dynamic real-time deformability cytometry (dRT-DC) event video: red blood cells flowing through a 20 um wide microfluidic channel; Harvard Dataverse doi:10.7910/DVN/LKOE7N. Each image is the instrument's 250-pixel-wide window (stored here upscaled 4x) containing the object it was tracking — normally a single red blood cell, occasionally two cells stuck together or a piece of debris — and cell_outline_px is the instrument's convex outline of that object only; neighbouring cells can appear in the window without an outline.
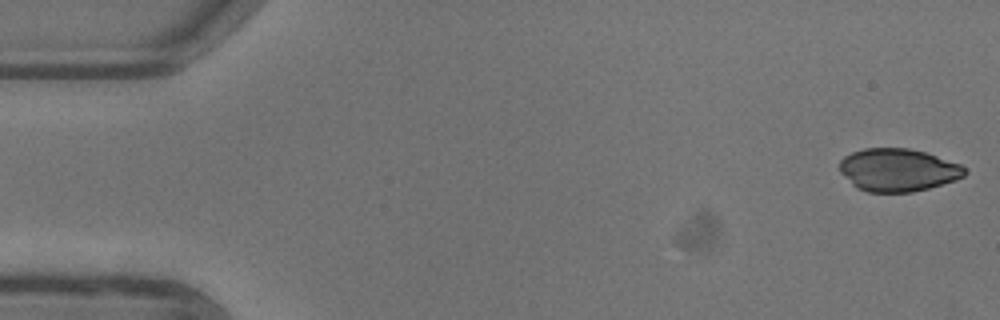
{"species": "common noctule bat (a hibernating species)", "species_latin": "Nyctalus noctula", "temperature_condition": "warm", "stored_images_in_passage": 17, "camera_frame_rate_fps": 3000, "um_per_image_px": 0.085, "animal": {"sex": "female"}, "frame": {"image": 1, "passage_image": 1, "time_ms": 0.0, "image_size_px": [1000, 320], "cell_outline_px": [[968, 172], [964, 176], [956, 180], [928, 188], [912, 192], [868, 192], [856, 188], [840, 172], [840, 160], [844, 156], [852, 152], [864, 148], [908, 148], [924, 152], [960, 164]], "centroid_in_image_um": [76.31, 14.45], "position_along_channel_um": 8.7, "area_um2": 31.15}}
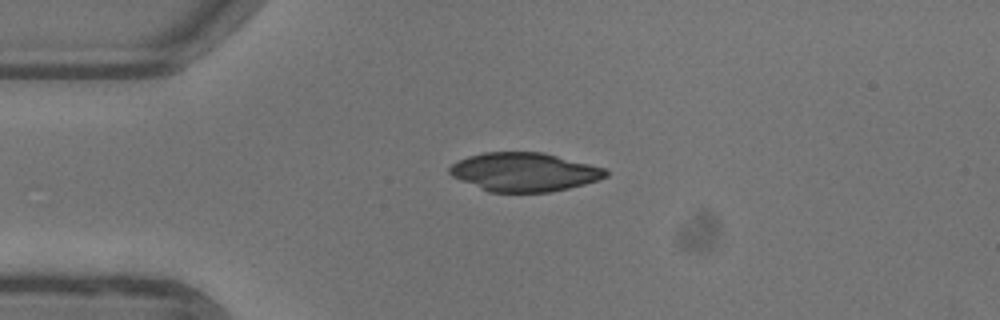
{"frame": {"image": 2, "passage_image": 12, "time_ms": 3.667, "image_size_px": [1000, 320], "cell_outline_px": [[608, 176], [584, 184], [568, 188], [548, 192], [488, 192], [460, 180], [452, 176], [448, 172], [448, 168], [452, 164], [468, 156], [484, 152], [544, 152], [604, 168], [608, 172]], "centroid_in_image_um": [44.53, 14.62], "position_along_channel_um": 40.5, "area_um2": 35.08}}